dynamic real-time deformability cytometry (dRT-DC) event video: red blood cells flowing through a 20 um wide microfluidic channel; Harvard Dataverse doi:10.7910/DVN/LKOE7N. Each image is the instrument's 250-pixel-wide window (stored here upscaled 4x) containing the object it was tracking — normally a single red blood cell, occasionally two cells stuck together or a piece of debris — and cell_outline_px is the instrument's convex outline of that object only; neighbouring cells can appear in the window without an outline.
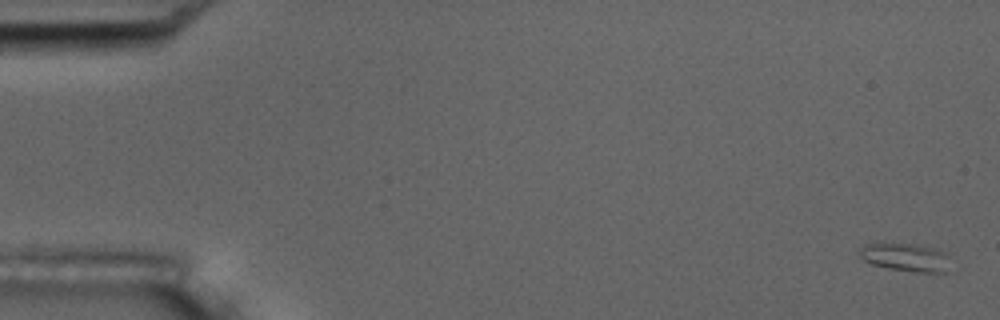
{"species": "common noctule bat (a hibernating species)", "species_latin": "Nyctalus noctula", "temperature_condition": "room temperature", "stored_images_in_passage": 5, "camera_frame_rate_fps": 3000, "um_per_image_px": 0.085, "animal": {"sex": "male", "body_mass_g": 17.5, "forearm_length_mm": 52.3}, "frame": {"image": 1, "passage_image": 1, "time_ms": 0.0, "image_size_px": [1000, 320], "cell_outline_px": [[948, 272], [916, 272], [888, 268], [872, 264], [864, 260], [856, 252], [864, 244], [872, 240], [892, 240], [936, 248], [948, 252]], "centroid_in_image_um": [76.89, 21.79], "position_along_channel_um": 8.1, "area_um2": 15.95}}